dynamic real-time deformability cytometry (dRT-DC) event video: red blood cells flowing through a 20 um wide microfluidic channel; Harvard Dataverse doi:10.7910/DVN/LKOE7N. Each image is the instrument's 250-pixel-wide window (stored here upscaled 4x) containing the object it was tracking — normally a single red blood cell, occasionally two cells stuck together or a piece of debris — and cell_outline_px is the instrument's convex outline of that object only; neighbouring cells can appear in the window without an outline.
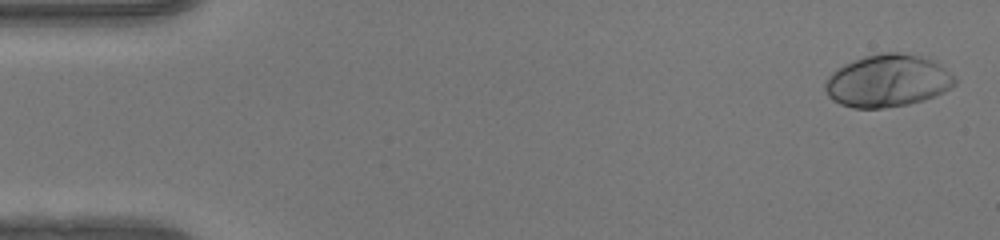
{"species": "human", "species_latin": "Homo sapiens", "temperature_condition": "warm", "stored_images_in_passage": 50, "camera_frame_rate_fps": 3000, "um_per_image_px": 0.085, "donor": {"sex": "female"}, "frame": {"image": 1, "passage_image": 2, "time_ms": 0.333, "image_size_px": [1000, 240], "cell_outline_px": [[956, 84], [952, 88], [936, 96], [924, 100], [908, 104], [884, 108], [852, 108], [840, 104], [832, 100], [828, 96], [824, 88], [824, 84], [828, 76], [836, 68], [852, 60], [864, 56], [884, 52], [896, 52], [924, 56], [940, 64], [956, 76]], "centroid_in_image_um": [75.46, 6.87], "position_along_channel_um": 9.5, "area_um2": 40.17}}
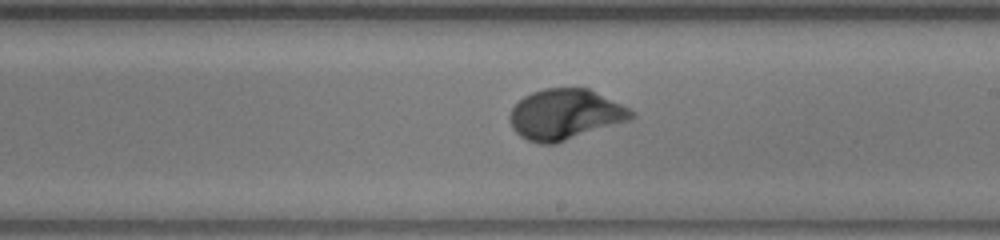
{"frame": {"image": 2, "passage_image": 29, "time_ms": 9.333, "image_size_px": [1000, 240], "cell_outline_px": [[636, 116], [628, 120], [556, 144], [540, 144], [528, 140], [520, 136], [512, 128], [508, 116], [512, 108], [524, 96], [532, 92], [544, 88], [588, 88], [636, 112]], "centroid_in_image_um": [48.01, 9.73], "position_along_channel_um": 241.0, "area_um2": 35.6}}
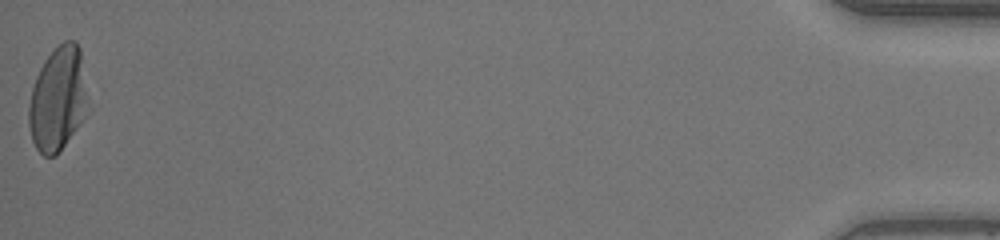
{"frame": {"image": 3, "passage_image": 50, "time_ms": 16.333, "image_size_px": [1000, 240], "cell_outline_px": [[92, 108], [56, 156], [44, 156], [36, 148], [32, 140], [28, 124], [28, 108], [32, 88], [36, 76], [44, 60], [64, 40], [76, 40], [80, 48]], "centroid_in_image_um": [4.97, 8.41], "position_along_channel_um": 430.2, "area_um2": 36.76}, "authors_computed_cell_mechanics": {"area_um2": 35.4892, "velocity_mm_per_s": 4.1728, "shape_relaxation_time_tau1_ms": 2.2715, "shape_relaxation_time_tau2_ms": null, "deformation_change_tau1": 0.2013, "deformation_change_tau2": null}}